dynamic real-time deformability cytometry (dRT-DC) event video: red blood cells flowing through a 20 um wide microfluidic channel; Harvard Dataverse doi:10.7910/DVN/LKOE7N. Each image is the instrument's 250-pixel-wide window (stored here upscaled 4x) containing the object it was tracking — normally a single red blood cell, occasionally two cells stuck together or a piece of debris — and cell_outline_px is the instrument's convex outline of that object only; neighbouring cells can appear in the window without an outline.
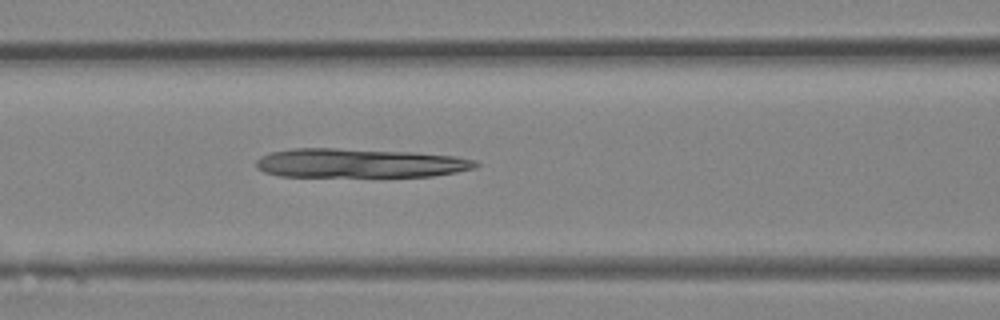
{"species": "Egyptian fruit bat (a non-hibernating species)", "species_latin": "Rousettus aegyptiacus", "temperature_condition": "room temperature", "stored_images_in_passage": 5, "camera_frame_rate_fps": 3000, "um_per_image_px": 0.085, "animal": {"sex": "female"}, "frame": {"image": 1, "passage_image": 5, "time_ms": 4.667, "image_size_px": [1000, 320], "cell_outline_px": [[480, 164], [476, 168], [456, 172], [432, 176], [280, 176], [264, 172], [256, 168], [256, 160], [260, 156], [272, 152], [292, 148], [336, 148], [412, 152], [456, 156], [476, 160]], "centroid_in_image_um": [30.57, 13.86], "position_along_channel_um": 136.0, "area_um2": 37.28}}